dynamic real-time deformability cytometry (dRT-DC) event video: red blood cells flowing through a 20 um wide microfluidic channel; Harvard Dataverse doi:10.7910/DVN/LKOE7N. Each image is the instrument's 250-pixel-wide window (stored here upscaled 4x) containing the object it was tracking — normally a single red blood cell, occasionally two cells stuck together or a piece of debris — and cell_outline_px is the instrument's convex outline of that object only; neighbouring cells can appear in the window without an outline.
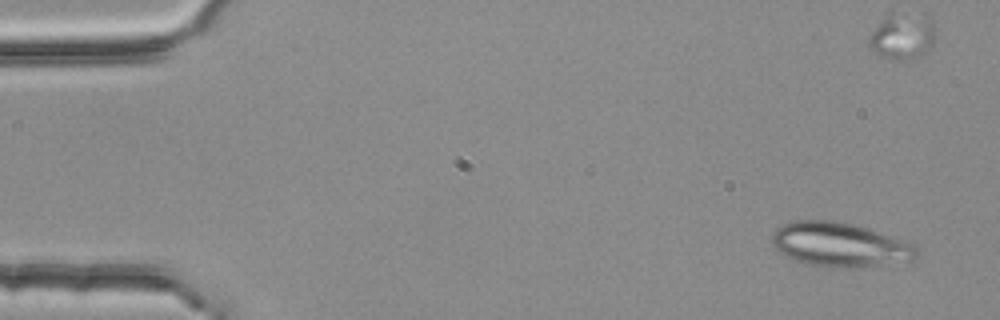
{"species": "common noctule bat (a hibernating species)", "species_latin": "Nyctalus noctula", "temperature_condition": "room temperature", "stored_images_in_passage": 6, "segment_of_instrument_passage": [1, 2], "camera_frame_rate_fps": 3000, "um_per_image_px": 0.085, "animal": {"sex": "female", "body_mass_g": 25.1}, "frame": {"image": 1, "passage_image": 1, "time_ms": 0.0, "image_size_px": [1000, 320], "cell_outline_px": [[916, 256], [912, 260], [872, 264], [804, 264], [784, 256], [772, 244], [772, 232], [780, 224], [796, 220], [832, 220], [852, 224], [908, 240], [916, 248]], "centroid_in_image_um": [71.3, 20.72], "position_along_channel_um": 13.7, "area_um2": 36.01}}